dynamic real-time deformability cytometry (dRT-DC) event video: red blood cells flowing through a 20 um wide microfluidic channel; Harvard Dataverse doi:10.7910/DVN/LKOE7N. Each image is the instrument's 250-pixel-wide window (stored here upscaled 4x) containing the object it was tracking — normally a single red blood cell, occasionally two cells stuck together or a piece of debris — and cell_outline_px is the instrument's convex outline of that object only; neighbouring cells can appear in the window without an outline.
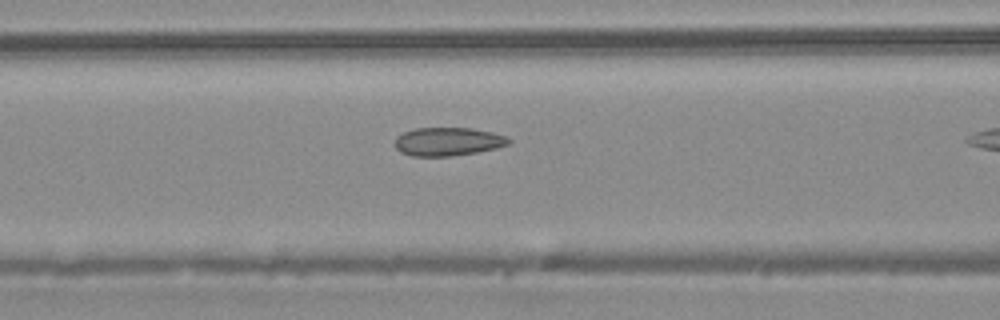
{"species": "common noctule bat (a hibernating species)", "species_latin": "Nyctalus noctula", "temperature_condition": "warm", "stored_images_in_passage": 10, "camera_frame_rate_fps": 3000, "um_per_image_px": 0.085, "animal": {"sex": "male", "body_mass_g": 20.4}, "frame": {"image": 1, "passage_image": 9, "time_ms": 2.667, "image_size_px": [1000, 320], "cell_outline_px": [[512, 140], [508, 144], [496, 148], [476, 152], [452, 156], [412, 156], [400, 152], [396, 148], [396, 136], [404, 132], [416, 128], [468, 128], [492, 132], [504, 136]], "centroid_in_image_um": [38.05, 12.04], "position_along_channel_um": 128.5, "area_um2": 18.67}}